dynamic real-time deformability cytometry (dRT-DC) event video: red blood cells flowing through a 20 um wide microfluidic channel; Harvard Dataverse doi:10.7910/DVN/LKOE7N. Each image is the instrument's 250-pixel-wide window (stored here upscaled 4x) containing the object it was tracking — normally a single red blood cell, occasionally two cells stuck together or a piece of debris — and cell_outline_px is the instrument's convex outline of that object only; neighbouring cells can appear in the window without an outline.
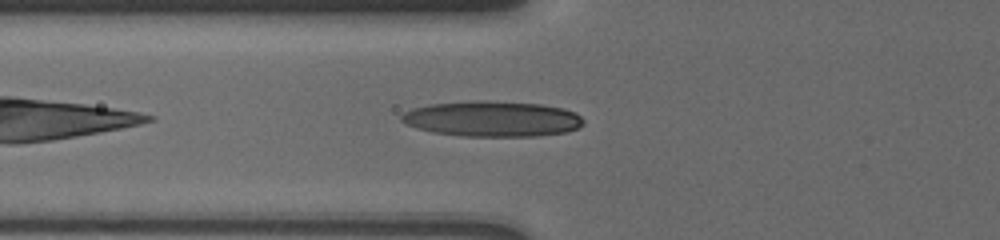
{"species": "human", "species_latin": "Homo sapiens", "temperature_condition": "cold", "stored_images_in_passage": 26, "camera_frame_rate_fps": 3000, "um_per_image_px": 0.085, "donor": {"sex": "male"}, "frame": {"image": 1, "passage_image": 10, "time_ms": 2.0, "image_size_px": [1000, 240], "cell_outline_px": [[584, 124], [580, 128], [568, 132], [536, 136], [464, 136], [432, 132], [416, 128], [400, 120], [400, 116], [404, 112], [412, 108], [428, 104], [468, 100], [488, 100], [540, 104], [564, 108], [576, 112], [584, 120]], "centroid_in_image_um": [41.86, 10.09], "position_along_channel_um": 83.9, "area_um2": 38.21}}
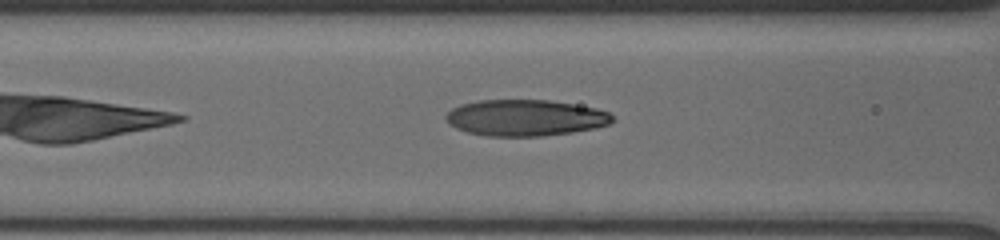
{"frame": {"image": 2, "passage_image": 16, "time_ms": 3.0, "image_size_px": [1000, 240], "cell_outline_px": [[612, 120], [608, 124], [596, 128], [572, 132], [540, 136], [484, 136], [468, 132], [456, 128], [448, 124], [444, 116], [452, 108], [460, 104], [480, 100], [548, 100], [596, 108], [608, 112], [612, 116]], "centroid_in_image_um": [44.6, 10.01], "position_along_channel_um": 122.0, "area_um2": 35.14}}
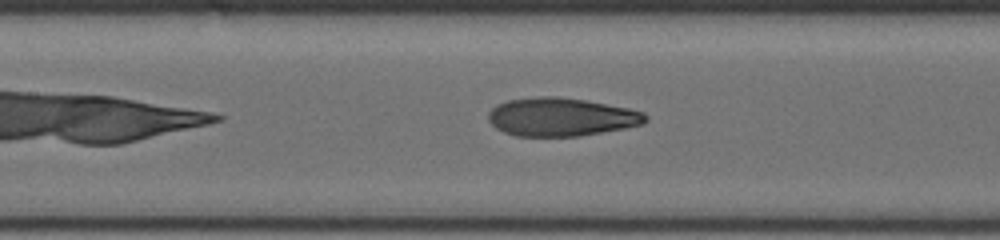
{"frame": {"image": 3, "passage_image": 21, "time_ms": 4.0, "image_size_px": [1000, 240], "cell_outline_px": [[648, 120], [644, 124], [624, 128], [576, 136], [516, 136], [504, 132], [496, 128], [488, 120], [488, 112], [496, 104], [508, 100], [540, 96], [556, 96], [584, 100], [628, 108], [644, 112], [648, 116]], "centroid_in_image_um": [47.68, 9.94], "position_along_channel_um": 159.7, "area_um2": 35.03}}